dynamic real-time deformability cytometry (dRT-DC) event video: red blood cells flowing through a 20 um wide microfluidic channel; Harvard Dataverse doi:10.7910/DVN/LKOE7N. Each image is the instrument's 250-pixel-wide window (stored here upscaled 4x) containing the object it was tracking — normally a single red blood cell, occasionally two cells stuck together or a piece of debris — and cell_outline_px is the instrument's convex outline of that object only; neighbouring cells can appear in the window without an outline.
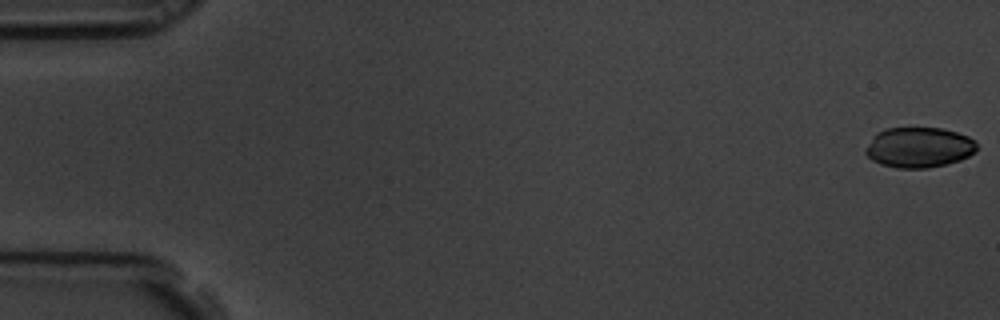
{"species": "common noctule bat (a hibernating species)", "species_latin": "Nyctalus noctula", "temperature_condition": "room temperature", "stored_images_in_passage": 5, "camera_frame_rate_fps": 3000, "um_per_image_px": 0.085, "animal": {"sex": "male", "body_mass_g": 19.5, "forearm_length_mm": 54.6}, "frame": {"image": 1, "passage_image": 1, "time_ms": 0.0, "image_size_px": [1000, 320], "cell_outline_px": [[976, 152], [960, 160], [928, 168], [896, 168], [880, 164], [872, 160], [864, 152], [864, 148], [876, 132], [884, 128], [940, 128], [956, 132], [968, 136], [976, 140]], "centroid_in_image_um": [78.08, 12.52], "position_along_channel_um": 6.9, "area_um2": 26.3}}
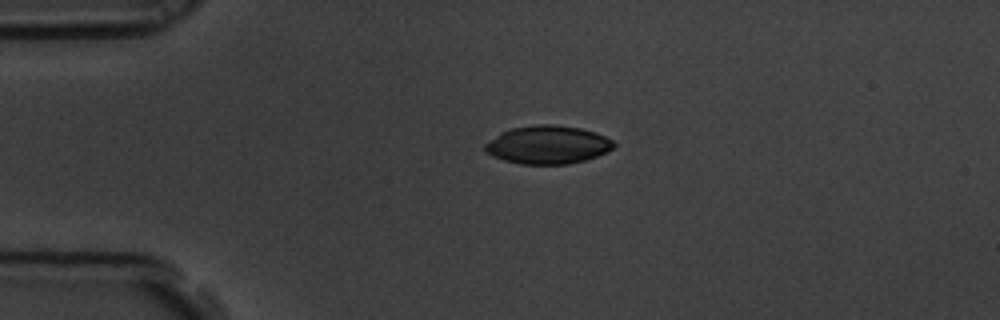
{"frame": {"image": 2, "passage_image": 4, "time_ms": 1.0, "image_size_px": [1000, 320], "cell_outline_px": [[616, 144], [608, 152], [584, 160], [568, 164], [520, 164], [504, 160], [492, 156], [484, 148], [484, 144], [500, 132], [512, 128], [536, 124], [556, 124], [580, 128], [604, 136], [612, 140]], "centroid_in_image_um": [46.54, 12.3], "position_along_channel_um": 38.5, "area_um2": 28.61}}